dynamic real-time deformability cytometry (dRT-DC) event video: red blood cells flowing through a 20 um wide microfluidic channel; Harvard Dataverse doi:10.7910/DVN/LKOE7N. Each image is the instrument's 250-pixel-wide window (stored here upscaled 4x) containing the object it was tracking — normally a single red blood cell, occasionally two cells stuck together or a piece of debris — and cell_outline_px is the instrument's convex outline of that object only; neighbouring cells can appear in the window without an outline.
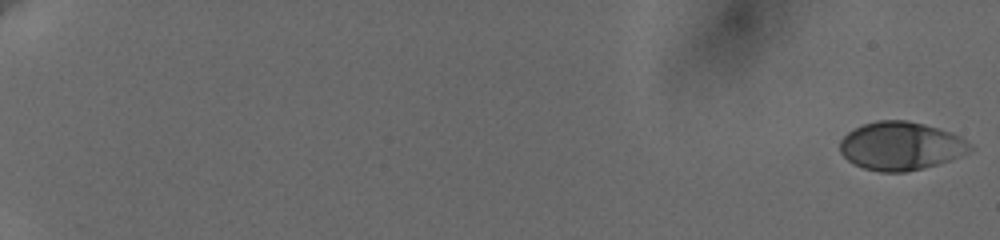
{"species": "human", "species_latin": "Homo sapiens", "temperature_condition": "cold", "stored_images_in_passage": 47, "camera_frame_rate_fps": 3000, "um_per_image_px": 0.085, "donor": {"sex": "female"}, "frame": {"image": 1, "passage_image": 1, "time_ms": 0.0, "image_size_px": [1000, 240], "cell_outline_px": [[976, 148], [960, 156], [924, 168], [904, 172], [880, 172], [864, 168], [848, 160], [840, 152], [840, 140], [848, 132], [864, 124], [876, 120], [908, 120], [924, 124], [952, 132], [960, 136], [972, 144]], "centroid_in_image_um": [76.6, 12.4], "position_along_channel_um": 8.4, "area_um2": 36.65}}
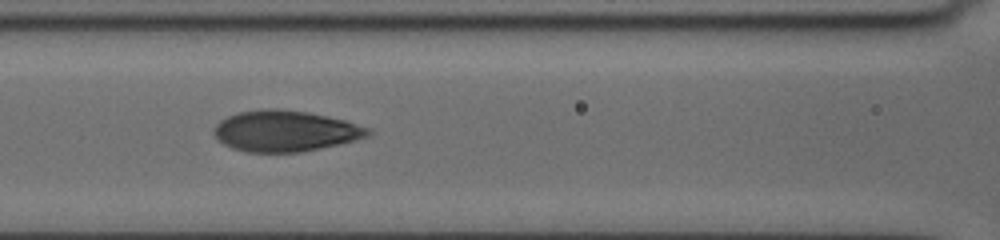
{"frame": {"image": 2, "passage_image": 29, "time_ms": 10.0, "image_size_px": [1000, 240], "cell_outline_px": [[372, 132], [368, 136], [356, 140], [300, 152], [248, 152], [232, 148], [224, 144], [212, 132], [216, 124], [220, 120], [228, 116], [240, 112], [260, 108], [280, 108], [308, 112], [348, 120], [372, 128]], "centroid_in_image_um": [24.28, 11.12], "position_along_channel_um": 142.3, "area_um2": 37.05}}
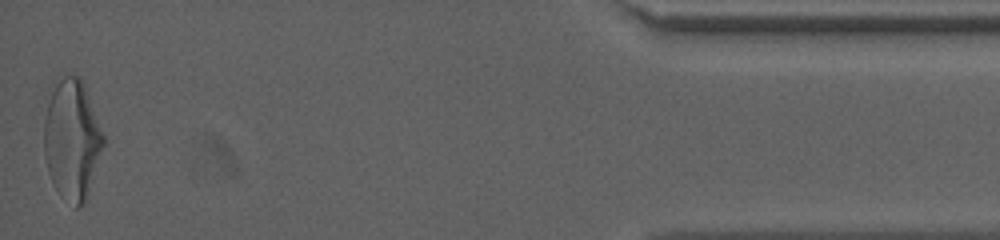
{"frame": {"image": 3, "passage_image": 47, "time_ms": 19.667, "image_size_px": [1000, 240], "cell_outline_px": [[104, 144], [84, 200], [76, 208], [56, 188], [48, 172], [44, 156], [44, 120], [48, 88], [64, 76], [80, 76], [84, 80], [104, 136]], "centroid_in_image_um": [6.08, 11.72], "position_along_channel_um": 429.1, "area_um2": 41.27}, "authors_computed_cell_mechanics": {"area_um2": 36.4718, "velocity_mm_per_s": 3.6503, "shape_relaxation_time_tau1_ms": 4.6003, "shape_relaxation_time_tau2_ms": 0.7871, "deformation_change_tau1": 0.1774, "deformation_change_tau2": 0.0582}}